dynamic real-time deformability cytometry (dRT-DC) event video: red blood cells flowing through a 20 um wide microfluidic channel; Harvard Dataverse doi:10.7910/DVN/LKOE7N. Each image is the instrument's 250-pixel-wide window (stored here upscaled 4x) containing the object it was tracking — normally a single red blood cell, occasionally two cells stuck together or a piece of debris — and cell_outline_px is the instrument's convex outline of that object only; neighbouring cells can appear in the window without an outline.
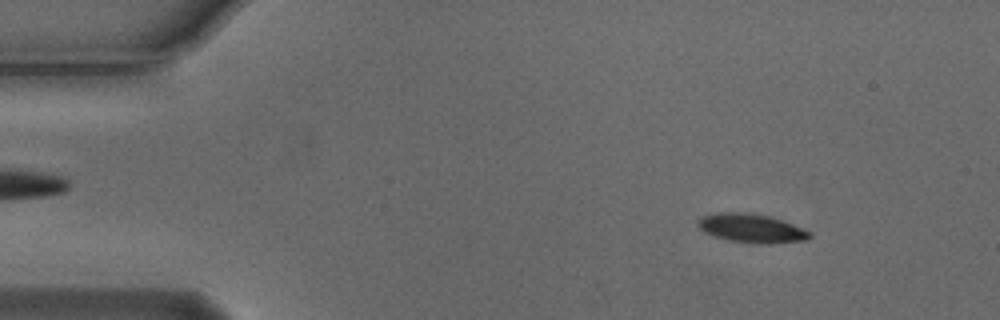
{"species": "Egyptian fruit bat (a non-hibernating species)", "species_latin": "Rousettus aegyptiacus", "temperature_condition": "cold", "stored_images_in_passage": 4, "camera_frame_rate_fps": 3000, "um_per_image_px": 0.085, "animal": {"sex": "male"}, "frame": {"image": 1, "passage_image": 1, "time_ms": 0.0, "image_size_px": [1000, 320], "cell_outline_px": [[812, 236], [808, 240], [772, 244], [756, 244], [728, 240], [712, 236], [704, 232], [696, 224], [704, 216], [720, 212], [744, 212], [768, 216], [792, 224], [812, 232]], "centroid_in_image_um": [63.9, 19.42], "position_along_channel_um": 21.1, "area_um2": 18.79}}
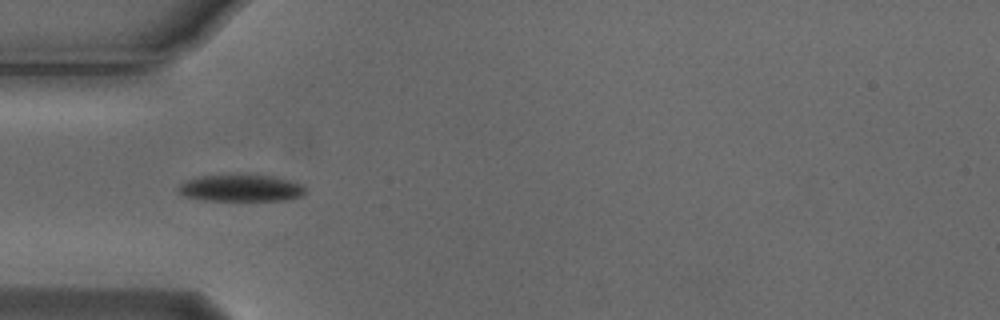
{"frame": {"image": 2, "passage_image": 4, "time_ms": 1.0, "image_size_px": [1000, 320], "cell_outline_px": [[308, 192], [292, 200], [204, 200], [184, 196], [176, 192], [176, 188], [180, 184], [196, 176], [272, 176], [288, 180], [300, 184]], "centroid_in_image_um": [20.45, 16.01], "position_along_channel_um": 64.5, "area_um2": 19.59}}